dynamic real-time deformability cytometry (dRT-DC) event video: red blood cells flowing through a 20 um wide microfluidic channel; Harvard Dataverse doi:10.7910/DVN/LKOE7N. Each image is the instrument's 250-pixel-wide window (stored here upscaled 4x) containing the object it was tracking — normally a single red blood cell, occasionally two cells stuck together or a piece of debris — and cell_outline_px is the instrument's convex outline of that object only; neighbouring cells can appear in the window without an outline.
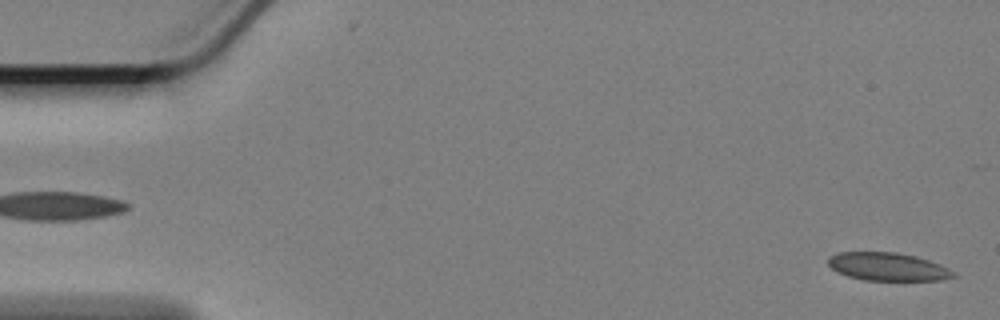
{"species": "Egyptian fruit bat (a non-hibernating species)", "species_latin": "Rousettus aegyptiacus", "temperature_condition": "cold", "stored_images_in_passage": 51, "camera_frame_rate_fps": 3000, "um_per_image_px": 0.085, "animal": {"sex": "female"}, "frame": {"image": 1, "passage_image": 1, "time_ms": 0.0, "image_size_px": [1000, 320], "cell_outline_px": [[956, 276], [944, 280], [864, 280], [848, 276], [836, 272], [828, 264], [828, 256], [836, 252], [896, 252], [916, 256], [940, 264], [956, 272]], "centroid_in_image_um": [75.45, 22.66], "position_along_channel_um": 9.5, "area_um2": 20.63}}
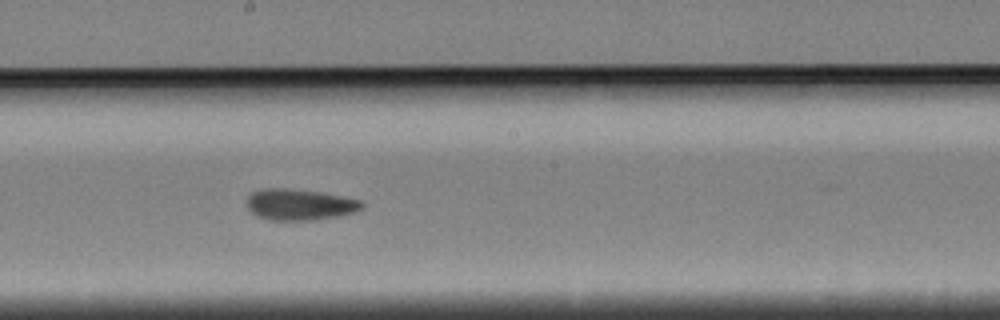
{"frame": {"image": 2, "passage_image": 31, "time_ms": 10.0, "image_size_px": [1000, 320], "cell_outline_px": [[364, 208], [356, 212], [336, 216], [312, 220], [268, 220], [256, 216], [248, 208], [248, 196], [252, 192], [260, 188], [292, 188], [320, 192], [360, 200], [364, 204]], "centroid_in_image_um": [25.46, 17.38], "position_along_channel_um": 222.7, "area_um2": 20.98}}
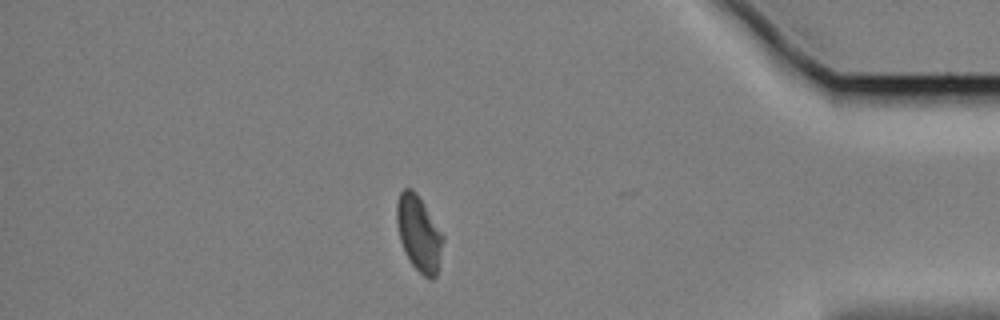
{"frame": {"image": 3, "passage_image": 50, "time_ms": 16.333, "image_size_px": [1000, 320], "cell_outline_px": [[444, 240], [436, 276], [432, 280], [428, 280], [412, 264], [404, 252], [400, 240], [396, 220], [396, 204], [400, 192], [404, 188], [412, 188], [416, 192], [424, 204], [444, 236]], "centroid_in_image_um": [35.6, 19.84], "position_along_channel_um": 399.6, "area_um2": 20.35}, "authors_computed_cell_mechanics": {"area_um2": 21.0392, "velocity_mm_per_s": 3.3661, "shape_relaxation_time_tau1_ms": 7.7936, "shape_relaxation_time_tau2_ms": 2.2845, "deformation_change_tau1": 0.1214, "deformation_change_tau2": 0.0685}}